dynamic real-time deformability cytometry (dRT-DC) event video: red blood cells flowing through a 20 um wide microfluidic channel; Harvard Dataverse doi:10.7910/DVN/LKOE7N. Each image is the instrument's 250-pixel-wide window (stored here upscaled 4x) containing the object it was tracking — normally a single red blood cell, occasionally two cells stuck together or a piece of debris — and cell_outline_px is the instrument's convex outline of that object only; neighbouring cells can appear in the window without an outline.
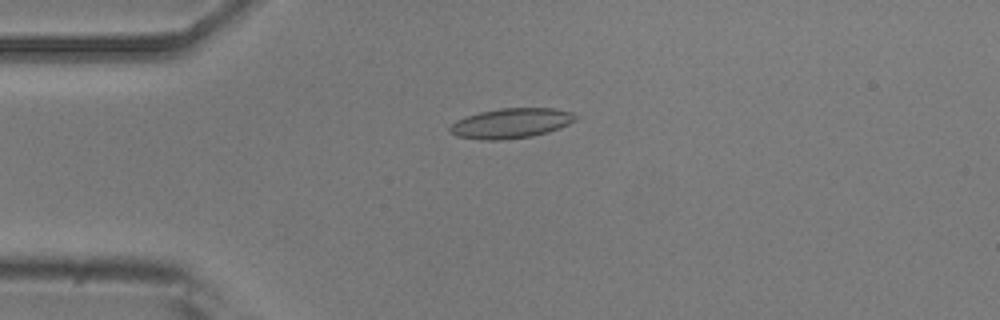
{"species": "common noctule bat (a hibernating species)", "species_latin": "Nyctalus noctula", "temperature_condition": "room temperature", "stored_images_in_passage": 5, "camera_frame_rate_fps": 3000, "um_per_image_px": 0.085, "animal": {"sex": "male", "body_mass_g": 20.5, "forearm_length_mm": 52.5}, "frame": {"image": 1, "passage_image": 4, "time_ms": 3.667, "image_size_px": [1000, 320], "cell_outline_px": [[580, 116], [576, 120], [560, 128], [548, 132], [532, 136], [504, 140], [480, 140], [456, 136], [448, 132], [448, 128], [456, 120], [480, 112], [500, 108], [552, 108], [572, 112]], "centroid_in_image_um": [43.44, 10.48], "position_along_channel_um": 41.6, "area_um2": 22.14}}